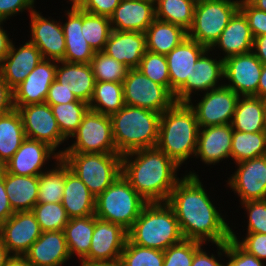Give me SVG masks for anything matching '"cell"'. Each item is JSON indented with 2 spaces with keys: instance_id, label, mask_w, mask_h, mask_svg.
Segmentation results:
<instances>
[{
  "instance_id": "47",
  "label": "cell",
  "mask_w": 266,
  "mask_h": 266,
  "mask_svg": "<svg viewBox=\"0 0 266 266\" xmlns=\"http://www.w3.org/2000/svg\"><path fill=\"white\" fill-rule=\"evenodd\" d=\"M247 212V233L266 234V199L239 203Z\"/></svg>"
},
{
  "instance_id": "54",
  "label": "cell",
  "mask_w": 266,
  "mask_h": 266,
  "mask_svg": "<svg viewBox=\"0 0 266 266\" xmlns=\"http://www.w3.org/2000/svg\"><path fill=\"white\" fill-rule=\"evenodd\" d=\"M74 101L81 100H78L76 96L72 93V91H69L68 89L63 87V85L55 79L49 87L45 103L49 105H56Z\"/></svg>"
},
{
  "instance_id": "52",
  "label": "cell",
  "mask_w": 266,
  "mask_h": 266,
  "mask_svg": "<svg viewBox=\"0 0 266 266\" xmlns=\"http://www.w3.org/2000/svg\"><path fill=\"white\" fill-rule=\"evenodd\" d=\"M215 246H217V256L216 254L214 255L213 253H211V255L209 254L210 252L205 251V249L203 250V245L194 253V257L192 260V264L191 266H226V262L222 263L219 262L220 260L223 259V256H226V242L223 243H217L215 244ZM222 257V258H221Z\"/></svg>"
},
{
  "instance_id": "36",
  "label": "cell",
  "mask_w": 266,
  "mask_h": 266,
  "mask_svg": "<svg viewBox=\"0 0 266 266\" xmlns=\"http://www.w3.org/2000/svg\"><path fill=\"white\" fill-rule=\"evenodd\" d=\"M53 168L47 169L39 175L38 199L37 203H57L62 202L65 187V174L70 167L59 159Z\"/></svg>"
},
{
  "instance_id": "38",
  "label": "cell",
  "mask_w": 266,
  "mask_h": 266,
  "mask_svg": "<svg viewBox=\"0 0 266 266\" xmlns=\"http://www.w3.org/2000/svg\"><path fill=\"white\" fill-rule=\"evenodd\" d=\"M266 155V131L242 132L233 130L231 158L234 163Z\"/></svg>"
},
{
  "instance_id": "34",
  "label": "cell",
  "mask_w": 266,
  "mask_h": 266,
  "mask_svg": "<svg viewBox=\"0 0 266 266\" xmlns=\"http://www.w3.org/2000/svg\"><path fill=\"white\" fill-rule=\"evenodd\" d=\"M25 138L22 118L16 108L0 115V168L12 158Z\"/></svg>"
},
{
  "instance_id": "60",
  "label": "cell",
  "mask_w": 266,
  "mask_h": 266,
  "mask_svg": "<svg viewBox=\"0 0 266 266\" xmlns=\"http://www.w3.org/2000/svg\"><path fill=\"white\" fill-rule=\"evenodd\" d=\"M258 97H266V64H263L261 76L259 78Z\"/></svg>"
},
{
  "instance_id": "21",
  "label": "cell",
  "mask_w": 266,
  "mask_h": 266,
  "mask_svg": "<svg viewBox=\"0 0 266 266\" xmlns=\"http://www.w3.org/2000/svg\"><path fill=\"white\" fill-rule=\"evenodd\" d=\"M232 125H215L199 128L195 159L215 165L231 158Z\"/></svg>"
},
{
  "instance_id": "10",
  "label": "cell",
  "mask_w": 266,
  "mask_h": 266,
  "mask_svg": "<svg viewBox=\"0 0 266 266\" xmlns=\"http://www.w3.org/2000/svg\"><path fill=\"white\" fill-rule=\"evenodd\" d=\"M124 103L162 114L175 102L174 95L163 85L147 78L138 68L129 69L123 81Z\"/></svg>"
},
{
  "instance_id": "6",
  "label": "cell",
  "mask_w": 266,
  "mask_h": 266,
  "mask_svg": "<svg viewBox=\"0 0 266 266\" xmlns=\"http://www.w3.org/2000/svg\"><path fill=\"white\" fill-rule=\"evenodd\" d=\"M147 203L121 174L96 197L94 215L128 232Z\"/></svg>"
},
{
  "instance_id": "26",
  "label": "cell",
  "mask_w": 266,
  "mask_h": 266,
  "mask_svg": "<svg viewBox=\"0 0 266 266\" xmlns=\"http://www.w3.org/2000/svg\"><path fill=\"white\" fill-rule=\"evenodd\" d=\"M253 41L254 37L247 18L244 13L238 9L231 17L219 38L209 49L211 52L215 50L214 53H216V49H219L224 56H221V58L225 60L231 56L251 52Z\"/></svg>"
},
{
  "instance_id": "63",
  "label": "cell",
  "mask_w": 266,
  "mask_h": 266,
  "mask_svg": "<svg viewBox=\"0 0 266 266\" xmlns=\"http://www.w3.org/2000/svg\"><path fill=\"white\" fill-rule=\"evenodd\" d=\"M254 7L266 12V0H248Z\"/></svg>"
},
{
  "instance_id": "5",
  "label": "cell",
  "mask_w": 266,
  "mask_h": 266,
  "mask_svg": "<svg viewBox=\"0 0 266 266\" xmlns=\"http://www.w3.org/2000/svg\"><path fill=\"white\" fill-rule=\"evenodd\" d=\"M161 114L149 109L124 105L110 115L112 135L121 155L143 148L156 147Z\"/></svg>"
},
{
  "instance_id": "31",
  "label": "cell",
  "mask_w": 266,
  "mask_h": 266,
  "mask_svg": "<svg viewBox=\"0 0 266 266\" xmlns=\"http://www.w3.org/2000/svg\"><path fill=\"white\" fill-rule=\"evenodd\" d=\"M4 184L14 212L32 211L37 204L39 176L15 175L4 169Z\"/></svg>"
},
{
  "instance_id": "1",
  "label": "cell",
  "mask_w": 266,
  "mask_h": 266,
  "mask_svg": "<svg viewBox=\"0 0 266 266\" xmlns=\"http://www.w3.org/2000/svg\"><path fill=\"white\" fill-rule=\"evenodd\" d=\"M199 175L189 171L172 190L167 203L172 207L183 237L203 244L227 242L231 228L220 209L210 199Z\"/></svg>"
},
{
  "instance_id": "41",
  "label": "cell",
  "mask_w": 266,
  "mask_h": 266,
  "mask_svg": "<svg viewBox=\"0 0 266 266\" xmlns=\"http://www.w3.org/2000/svg\"><path fill=\"white\" fill-rule=\"evenodd\" d=\"M112 31L110 19L82 10V34L95 52L103 51Z\"/></svg>"
},
{
  "instance_id": "55",
  "label": "cell",
  "mask_w": 266,
  "mask_h": 266,
  "mask_svg": "<svg viewBox=\"0 0 266 266\" xmlns=\"http://www.w3.org/2000/svg\"><path fill=\"white\" fill-rule=\"evenodd\" d=\"M14 108L13 89L6 83L0 73V115L8 113Z\"/></svg>"
},
{
  "instance_id": "35",
  "label": "cell",
  "mask_w": 266,
  "mask_h": 266,
  "mask_svg": "<svg viewBox=\"0 0 266 266\" xmlns=\"http://www.w3.org/2000/svg\"><path fill=\"white\" fill-rule=\"evenodd\" d=\"M94 231V215L69 219L63 232L71 259L74 256L80 262L89 254Z\"/></svg>"
},
{
  "instance_id": "15",
  "label": "cell",
  "mask_w": 266,
  "mask_h": 266,
  "mask_svg": "<svg viewBox=\"0 0 266 266\" xmlns=\"http://www.w3.org/2000/svg\"><path fill=\"white\" fill-rule=\"evenodd\" d=\"M262 67L263 63L252 51L228 57L224 60V85L239 96L258 97Z\"/></svg>"
},
{
  "instance_id": "58",
  "label": "cell",
  "mask_w": 266,
  "mask_h": 266,
  "mask_svg": "<svg viewBox=\"0 0 266 266\" xmlns=\"http://www.w3.org/2000/svg\"><path fill=\"white\" fill-rule=\"evenodd\" d=\"M252 52L263 64H266V35L254 37Z\"/></svg>"
},
{
  "instance_id": "53",
  "label": "cell",
  "mask_w": 266,
  "mask_h": 266,
  "mask_svg": "<svg viewBox=\"0 0 266 266\" xmlns=\"http://www.w3.org/2000/svg\"><path fill=\"white\" fill-rule=\"evenodd\" d=\"M36 0H0V20H10L25 10L31 14L36 8Z\"/></svg>"
},
{
  "instance_id": "22",
  "label": "cell",
  "mask_w": 266,
  "mask_h": 266,
  "mask_svg": "<svg viewBox=\"0 0 266 266\" xmlns=\"http://www.w3.org/2000/svg\"><path fill=\"white\" fill-rule=\"evenodd\" d=\"M208 48L188 36L167 55L170 76V92L174 95L185 83L191 80V71L198 58Z\"/></svg>"
},
{
  "instance_id": "11",
  "label": "cell",
  "mask_w": 266,
  "mask_h": 266,
  "mask_svg": "<svg viewBox=\"0 0 266 266\" xmlns=\"http://www.w3.org/2000/svg\"><path fill=\"white\" fill-rule=\"evenodd\" d=\"M239 97L232 89L222 85L200 95L202 99H198V103L193 104V99L187 103L195 112L199 128H204L230 124Z\"/></svg>"
},
{
  "instance_id": "3",
  "label": "cell",
  "mask_w": 266,
  "mask_h": 266,
  "mask_svg": "<svg viewBox=\"0 0 266 266\" xmlns=\"http://www.w3.org/2000/svg\"><path fill=\"white\" fill-rule=\"evenodd\" d=\"M198 132L193 109L187 102H175L161 114L156 147L182 167L195 157Z\"/></svg>"
},
{
  "instance_id": "13",
  "label": "cell",
  "mask_w": 266,
  "mask_h": 266,
  "mask_svg": "<svg viewBox=\"0 0 266 266\" xmlns=\"http://www.w3.org/2000/svg\"><path fill=\"white\" fill-rule=\"evenodd\" d=\"M236 171L227 179L240 203L266 199V155L236 163Z\"/></svg>"
},
{
  "instance_id": "49",
  "label": "cell",
  "mask_w": 266,
  "mask_h": 266,
  "mask_svg": "<svg viewBox=\"0 0 266 266\" xmlns=\"http://www.w3.org/2000/svg\"><path fill=\"white\" fill-rule=\"evenodd\" d=\"M226 266H266L264 261L243 250L233 239L226 242Z\"/></svg>"
},
{
  "instance_id": "8",
  "label": "cell",
  "mask_w": 266,
  "mask_h": 266,
  "mask_svg": "<svg viewBox=\"0 0 266 266\" xmlns=\"http://www.w3.org/2000/svg\"><path fill=\"white\" fill-rule=\"evenodd\" d=\"M239 5L240 0H198L193 23L187 32L188 37L209 49L239 9Z\"/></svg>"
},
{
  "instance_id": "50",
  "label": "cell",
  "mask_w": 266,
  "mask_h": 266,
  "mask_svg": "<svg viewBox=\"0 0 266 266\" xmlns=\"http://www.w3.org/2000/svg\"><path fill=\"white\" fill-rule=\"evenodd\" d=\"M239 9L247 18L253 37L266 35V12L254 7L248 0H240Z\"/></svg>"
},
{
  "instance_id": "44",
  "label": "cell",
  "mask_w": 266,
  "mask_h": 266,
  "mask_svg": "<svg viewBox=\"0 0 266 266\" xmlns=\"http://www.w3.org/2000/svg\"><path fill=\"white\" fill-rule=\"evenodd\" d=\"M32 212L42 232L62 231L68 223L69 218L62 202L57 203H37Z\"/></svg>"
},
{
  "instance_id": "51",
  "label": "cell",
  "mask_w": 266,
  "mask_h": 266,
  "mask_svg": "<svg viewBox=\"0 0 266 266\" xmlns=\"http://www.w3.org/2000/svg\"><path fill=\"white\" fill-rule=\"evenodd\" d=\"M81 10L100 16L110 17L121 0H71Z\"/></svg>"
},
{
  "instance_id": "12",
  "label": "cell",
  "mask_w": 266,
  "mask_h": 266,
  "mask_svg": "<svg viewBox=\"0 0 266 266\" xmlns=\"http://www.w3.org/2000/svg\"><path fill=\"white\" fill-rule=\"evenodd\" d=\"M21 115L25 136L48 144L58 154L67 139L62 135L51 106L47 103L14 106Z\"/></svg>"
},
{
  "instance_id": "39",
  "label": "cell",
  "mask_w": 266,
  "mask_h": 266,
  "mask_svg": "<svg viewBox=\"0 0 266 266\" xmlns=\"http://www.w3.org/2000/svg\"><path fill=\"white\" fill-rule=\"evenodd\" d=\"M196 0H157L155 18L182 27L188 32L193 23Z\"/></svg>"
},
{
  "instance_id": "40",
  "label": "cell",
  "mask_w": 266,
  "mask_h": 266,
  "mask_svg": "<svg viewBox=\"0 0 266 266\" xmlns=\"http://www.w3.org/2000/svg\"><path fill=\"white\" fill-rule=\"evenodd\" d=\"M62 135L68 140L78 129L84 115L90 109L83 101L50 105Z\"/></svg>"
},
{
  "instance_id": "29",
  "label": "cell",
  "mask_w": 266,
  "mask_h": 266,
  "mask_svg": "<svg viewBox=\"0 0 266 266\" xmlns=\"http://www.w3.org/2000/svg\"><path fill=\"white\" fill-rule=\"evenodd\" d=\"M55 79L72 91L78 100L89 104L95 87L90 64L57 61Z\"/></svg>"
},
{
  "instance_id": "56",
  "label": "cell",
  "mask_w": 266,
  "mask_h": 266,
  "mask_svg": "<svg viewBox=\"0 0 266 266\" xmlns=\"http://www.w3.org/2000/svg\"><path fill=\"white\" fill-rule=\"evenodd\" d=\"M15 212L10 206L4 184V168H0V225L4 223Z\"/></svg>"
},
{
  "instance_id": "23",
  "label": "cell",
  "mask_w": 266,
  "mask_h": 266,
  "mask_svg": "<svg viewBox=\"0 0 266 266\" xmlns=\"http://www.w3.org/2000/svg\"><path fill=\"white\" fill-rule=\"evenodd\" d=\"M71 9L65 10V20L61 26L65 36L66 50L62 61L69 63L90 64L95 51L82 34V10L71 0Z\"/></svg>"
},
{
  "instance_id": "7",
  "label": "cell",
  "mask_w": 266,
  "mask_h": 266,
  "mask_svg": "<svg viewBox=\"0 0 266 266\" xmlns=\"http://www.w3.org/2000/svg\"><path fill=\"white\" fill-rule=\"evenodd\" d=\"M61 158L95 197L122 174L119 153H64Z\"/></svg>"
},
{
  "instance_id": "14",
  "label": "cell",
  "mask_w": 266,
  "mask_h": 266,
  "mask_svg": "<svg viewBox=\"0 0 266 266\" xmlns=\"http://www.w3.org/2000/svg\"><path fill=\"white\" fill-rule=\"evenodd\" d=\"M212 54L210 49H207L198 58L191 71V80H186V83L174 94L176 102H188L200 91L205 93L224 85V60L219 54L216 58H213L215 55L213 52Z\"/></svg>"
},
{
  "instance_id": "18",
  "label": "cell",
  "mask_w": 266,
  "mask_h": 266,
  "mask_svg": "<svg viewBox=\"0 0 266 266\" xmlns=\"http://www.w3.org/2000/svg\"><path fill=\"white\" fill-rule=\"evenodd\" d=\"M31 37L29 41L40 51L43 59L62 61L66 42L60 21L45 18L36 9L29 15Z\"/></svg>"
},
{
  "instance_id": "2",
  "label": "cell",
  "mask_w": 266,
  "mask_h": 266,
  "mask_svg": "<svg viewBox=\"0 0 266 266\" xmlns=\"http://www.w3.org/2000/svg\"><path fill=\"white\" fill-rule=\"evenodd\" d=\"M178 166L157 147L134 150L122 155V176L147 202H167L181 179Z\"/></svg>"
},
{
  "instance_id": "20",
  "label": "cell",
  "mask_w": 266,
  "mask_h": 266,
  "mask_svg": "<svg viewBox=\"0 0 266 266\" xmlns=\"http://www.w3.org/2000/svg\"><path fill=\"white\" fill-rule=\"evenodd\" d=\"M57 61L42 59L26 79L13 89L14 106L45 103L55 80Z\"/></svg>"
},
{
  "instance_id": "45",
  "label": "cell",
  "mask_w": 266,
  "mask_h": 266,
  "mask_svg": "<svg viewBox=\"0 0 266 266\" xmlns=\"http://www.w3.org/2000/svg\"><path fill=\"white\" fill-rule=\"evenodd\" d=\"M138 69L153 82L165 86L170 91V76L165 55L146 51Z\"/></svg>"
},
{
  "instance_id": "25",
  "label": "cell",
  "mask_w": 266,
  "mask_h": 266,
  "mask_svg": "<svg viewBox=\"0 0 266 266\" xmlns=\"http://www.w3.org/2000/svg\"><path fill=\"white\" fill-rule=\"evenodd\" d=\"M147 51L146 35L143 32H110L104 53L126 65L129 69L138 68Z\"/></svg>"
},
{
  "instance_id": "9",
  "label": "cell",
  "mask_w": 266,
  "mask_h": 266,
  "mask_svg": "<svg viewBox=\"0 0 266 266\" xmlns=\"http://www.w3.org/2000/svg\"><path fill=\"white\" fill-rule=\"evenodd\" d=\"M71 138H75V141L59 150L60 156L64 153H118L110 115L89 109Z\"/></svg>"
},
{
  "instance_id": "37",
  "label": "cell",
  "mask_w": 266,
  "mask_h": 266,
  "mask_svg": "<svg viewBox=\"0 0 266 266\" xmlns=\"http://www.w3.org/2000/svg\"><path fill=\"white\" fill-rule=\"evenodd\" d=\"M92 111L111 115L124 107L123 83L95 82L92 98L89 102Z\"/></svg>"
},
{
  "instance_id": "33",
  "label": "cell",
  "mask_w": 266,
  "mask_h": 266,
  "mask_svg": "<svg viewBox=\"0 0 266 266\" xmlns=\"http://www.w3.org/2000/svg\"><path fill=\"white\" fill-rule=\"evenodd\" d=\"M145 35L147 50L165 56L188 36L182 27L156 18Z\"/></svg>"
},
{
  "instance_id": "32",
  "label": "cell",
  "mask_w": 266,
  "mask_h": 266,
  "mask_svg": "<svg viewBox=\"0 0 266 266\" xmlns=\"http://www.w3.org/2000/svg\"><path fill=\"white\" fill-rule=\"evenodd\" d=\"M231 125L233 130L242 132L266 131L263 99L256 96H240Z\"/></svg>"
},
{
  "instance_id": "16",
  "label": "cell",
  "mask_w": 266,
  "mask_h": 266,
  "mask_svg": "<svg viewBox=\"0 0 266 266\" xmlns=\"http://www.w3.org/2000/svg\"><path fill=\"white\" fill-rule=\"evenodd\" d=\"M127 231L120 225L97 218L94 215V231L89 254L81 261L85 263L120 260Z\"/></svg>"
},
{
  "instance_id": "62",
  "label": "cell",
  "mask_w": 266,
  "mask_h": 266,
  "mask_svg": "<svg viewBox=\"0 0 266 266\" xmlns=\"http://www.w3.org/2000/svg\"><path fill=\"white\" fill-rule=\"evenodd\" d=\"M80 266H122L120 260L111 262H96V263H85L80 262Z\"/></svg>"
},
{
  "instance_id": "42",
  "label": "cell",
  "mask_w": 266,
  "mask_h": 266,
  "mask_svg": "<svg viewBox=\"0 0 266 266\" xmlns=\"http://www.w3.org/2000/svg\"><path fill=\"white\" fill-rule=\"evenodd\" d=\"M95 82L123 83L129 68L103 51L96 52L90 62Z\"/></svg>"
},
{
  "instance_id": "19",
  "label": "cell",
  "mask_w": 266,
  "mask_h": 266,
  "mask_svg": "<svg viewBox=\"0 0 266 266\" xmlns=\"http://www.w3.org/2000/svg\"><path fill=\"white\" fill-rule=\"evenodd\" d=\"M41 234L32 211H17L0 225V237L11 255H24Z\"/></svg>"
},
{
  "instance_id": "57",
  "label": "cell",
  "mask_w": 266,
  "mask_h": 266,
  "mask_svg": "<svg viewBox=\"0 0 266 266\" xmlns=\"http://www.w3.org/2000/svg\"><path fill=\"white\" fill-rule=\"evenodd\" d=\"M5 22L6 21L4 20H0V64L8 54L13 42V40L10 39L7 31L3 28Z\"/></svg>"
},
{
  "instance_id": "27",
  "label": "cell",
  "mask_w": 266,
  "mask_h": 266,
  "mask_svg": "<svg viewBox=\"0 0 266 266\" xmlns=\"http://www.w3.org/2000/svg\"><path fill=\"white\" fill-rule=\"evenodd\" d=\"M24 256L32 266H61L71 259L63 230L42 232Z\"/></svg>"
},
{
  "instance_id": "28",
  "label": "cell",
  "mask_w": 266,
  "mask_h": 266,
  "mask_svg": "<svg viewBox=\"0 0 266 266\" xmlns=\"http://www.w3.org/2000/svg\"><path fill=\"white\" fill-rule=\"evenodd\" d=\"M109 19L113 30L145 33L155 19V4L145 0H121Z\"/></svg>"
},
{
  "instance_id": "48",
  "label": "cell",
  "mask_w": 266,
  "mask_h": 266,
  "mask_svg": "<svg viewBox=\"0 0 266 266\" xmlns=\"http://www.w3.org/2000/svg\"><path fill=\"white\" fill-rule=\"evenodd\" d=\"M231 228V239H233L243 250L254 255L259 260H266V234L246 233L245 237L238 238Z\"/></svg>"
},
{
  "instance_id": "61",
  "label": "cell",
  "mask_w": 266,
  "mask_h": 266,
  "mask_svg": "<svg viewBox=\"0 0 266 266\" xmlns=\"http://www.w3.org/2000/svg\"><path fill=\"white\" fill-rule=\"evenodd\" d=\"M10 256L11 254L8 252L6 245L0 237V266H5Z\"/></svg>"
},
{
  "instance_id": "24",
  "label": "cell",
  "mask_w": 266,
  "mask_h": 266,
  "mask_svg": "<svg viewBox=\"0 0 266 266\" xmlns=\"http://www.w3.org/2000/svg\"><path fill=\"white\" fill-rule=\"evenodd\" d=\"M13 43L0 64V73L12 89L23 82L43 59L39 49L30 41L20 44L18 48Z\"/></svg>"
},
{
  "instance_id": "30",
  "label": "cell",
  "mask_w": 266,
  "mask_h": 266,
  "mask_svg": "<svg viewBox=\"0 0 266 266\" xmlns=\"http://www.w3.org/2000/svg\"><path fill=\"white\" fill-rule=\"evenodd\" d=\"M96 197L71 170L65 174L62 205L69 219L95 214Z\"/></svg>"
},
{
  "instance_id": "46",
  "label": "cell",
  "mask_w": 266,
  "mask_h": 266,
  "mask_svg": "<svg viewBox=\"0 0 266 266\" xmlns=\"http://www.w3.org/2000/svg\"><path fill=\"white\" fill-rule=\"evenodd\" d=\"M201 242L184 239L164 251L163 266H191L194 253L202 246Z\"/></svg>"
},
{
  "instance_id": "43",
  "label": "cell",
  "mask_w": 266,
  "mask_h": 266,
  "mask_svg": "<svg viewBox=\"0 0 266 266\" xmlns=\"http://www.w3.org/2000/svg\"><path fill=\"white\" fill-rule=\"evenodd\" d=\"M120 262L122 266H163L164 251L135 245L127 238Z\"/></svg>"
},
{
  "instance_id": "17",
  "label": "cell",
  "mask_w": 266,
  "mask_h": 266,
  "mask_svg": "<svg viewBox=\"0 0 266 266\" xmlns=\"http://www.w3.org/2000/svg\"><path fill=\"white\" fill-rule=\"evenodd\" d=\"M51 159L57 162L61 156L48 144L26 137L3 168L15 175L39 176Z\"/></svg>"
},
{
  "instance_id": "4",
  "label": "cell",
  "mask_w": 266,
  "mask_h": 266,
  "mask_svg": "<svg viewBox=\"0 0 266 266\" xmlns=\"http://www.w3.org/2000/svg\"><path fill=\"white\" fill-rule=\"evenodd\" d=\"M127 238L135 245L162 251L185 239L167 202H148L127 232Z\"/></svg>"
},
{
  "instance_id": "64",
  "label": "cell",
  "mask_w": 266,
  "mask_h": 266,
  "mask_svg": "<svg viewBox=\"0 0 266 266\" xmlns=\"http://www.w3.org/2000/svg\"><path fill=\"white\" fill-rule=\"evenodd\" d=\"M265 106V114H266V97L262 98Z\"/></svg>"
},
{
  "instance_id": "59",
  "label": "cell",
  "mask_w": 266,
  "mask_h": 266,
  "mask_svg": "<svg viewBox=\"0 0 266 266\" xmlns=\"http://www.w3.org/2000/svg\"><path fill=\"white\" fill-rule=\"evenodd\" d=\"M5 266H32L24 255H11Z\"/></svg>"
},
{
  "instance_id": "65",
  "label": "cell",
  "mask_w": 266,
  "mask_h": 266,
  "mask_svg": "<svg viewBox=\"0 0 266 266\" xmlns=\"http://www.w3.org/2000/svg\"><path fill=\"white\" fill-rule=\"evenodd\" d=\"M145 1H149V2H152L154 4L157 2V0H145Z\"/></svg>"
}]
</instances>
